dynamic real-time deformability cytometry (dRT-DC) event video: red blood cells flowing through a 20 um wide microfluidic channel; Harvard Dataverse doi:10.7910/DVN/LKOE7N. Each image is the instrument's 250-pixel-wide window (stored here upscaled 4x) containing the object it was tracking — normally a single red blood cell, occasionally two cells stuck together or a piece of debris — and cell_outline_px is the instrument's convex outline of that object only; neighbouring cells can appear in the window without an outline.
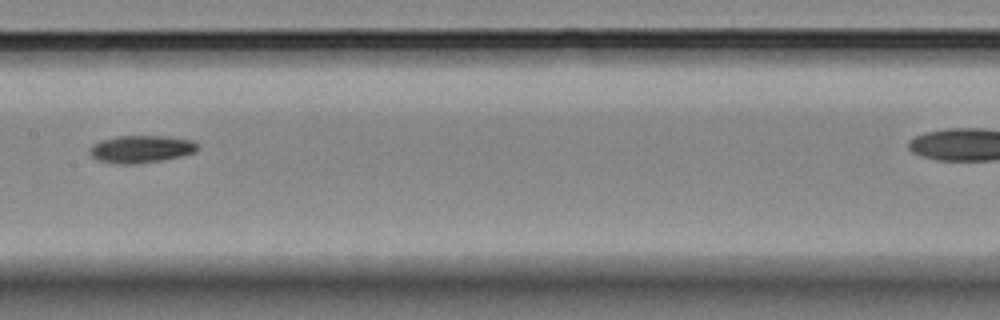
{"species": "Egyptian fruit bat (a non-hibernating species)", "species_latin": "Rousettus aegyptiacus", "temperature_condition": "room temperature", "stored_images_in_passage": 10, "camera_frame_rate_fps": 3000, "um_per_image_px": 0.085, "animal": {"sex": "female"}, "frame": {"image": 1, "passage_image": 4, "time_ms": 4.333, "image_size_px": [1000, 320], "cell_outline_px": [[200, 148], [196, 152], [164, 160], [136, 164], [116, 164], [100, 160], [92, 156], [88, 152], [88, 148], [92, 144], [100, 140], [116, 136], [168, 136], [192, 140]], "centroid_in_image_um": [11.98, 12.67], "position_along_channel_um": 195.4, "area_um2": 17.46}}
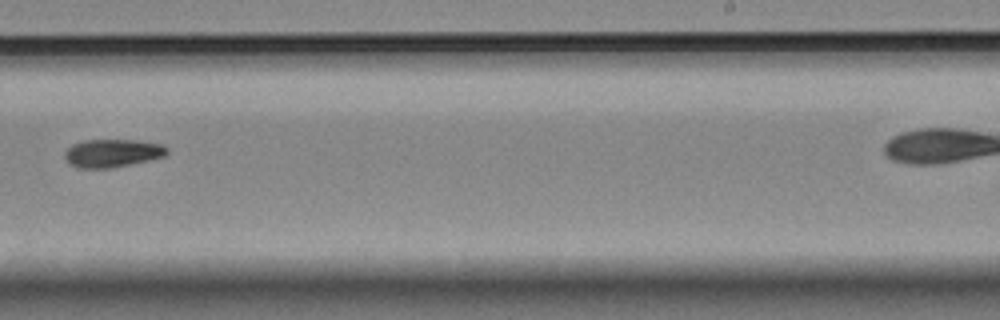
{"frame": {"image": 2, "passage_image": 6, "time_ms": 6.667, "image_size_px": [1000, 320], "cell_outline_px": [[168, 152], [164, 156], [148, 160], [108, 168], [80, 168], [68, 164], [64, 156], [64, 152], [72, 144], [84, 140], [136, 140], [164, 144], [168, 148]], "centroid_in_image_um": [9.53, 13.0], "position_along_channel_um": 279.5, "area_um2": 16.7}}
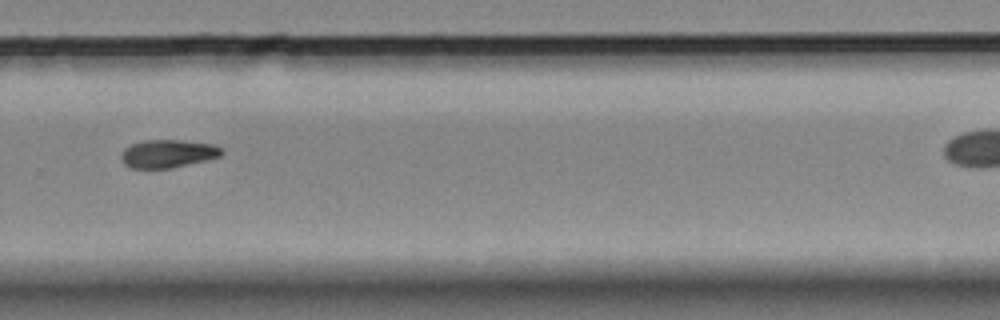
{"frame": {"image": 3, "passage_image": 7, "time_ms": 7.667, "image_size_px": [1000, 320], "cell_outline_px": [[224, 152], [220, 156], [172, 168], [132, 168], [124, 164], [120, 160], [120, 152], [124, 148], [132, 144], [144, 140], [184, 140], [216, 144], [224, 148]], "centroid_in_image_um": [14.27, 13.05], "position_along_channel_um": 315.5, "area_um2": 16.65}}